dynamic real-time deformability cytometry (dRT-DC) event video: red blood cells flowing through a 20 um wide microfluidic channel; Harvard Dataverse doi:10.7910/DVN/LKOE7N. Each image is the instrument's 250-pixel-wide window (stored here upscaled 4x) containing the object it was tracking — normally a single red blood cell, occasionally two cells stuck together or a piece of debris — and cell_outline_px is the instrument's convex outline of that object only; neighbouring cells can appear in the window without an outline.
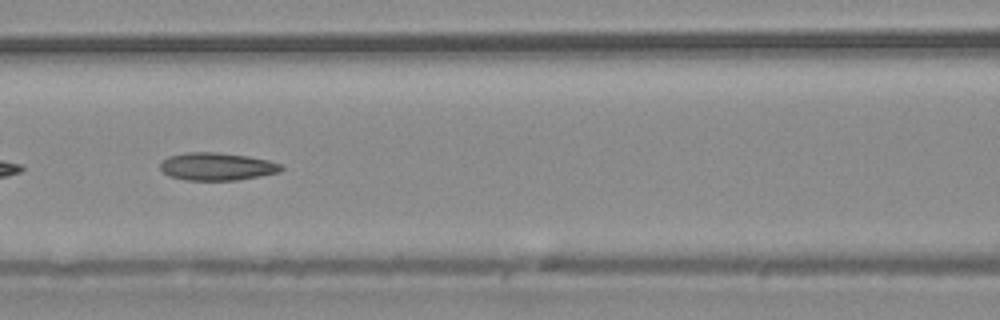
{"species": "common noctule bat (a hibernating species)", "species_latin": "Nyctalus noctula", "temperature_condition": "warm", "stored_images_in_passage": 6, "camera_frame_rate_fps": 3000, "um_per_image_px": 0.085, "animal": {"sex": "male", "body_mass_g": 20.4}, "frame": {"image": 1, "passage_image": 4, "time_ms": 1.0, "image_size_px": [1000, 320], "cell_outline_px": [[284, 168], [280, 172], [236, 180], [188, 180], [168, 176], [160, 168], [160, 164], [168, 156], [184, 152], [216, 152], [248, 156], [268, 160], [284, 164]], "centroid_in_image_um": [18.46, 14.14], "position_along_channel_um": 148.1, "area_um2": 19.59}}
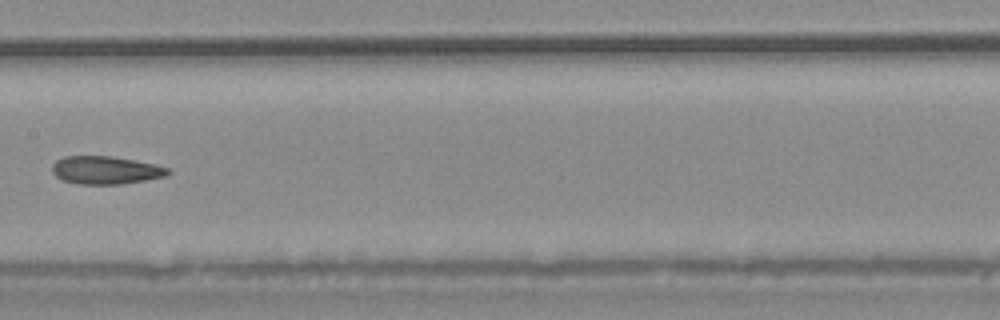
{"frame": {"image": 2, "passage_image": 5, "time_ms": 1.333, "image_size_px": [1000, 320], "cell_outline_px": [[172, 172], [164, 176], [144, 180], [120, 184], [80, 184], [64, 180], [56, 176], [52, 172], [52, 164], [56, 160], [64, 156], [112, 156], [156, 164], [168, 168]], "centroid_in_image_um": [8.97, 14.45], "position_along_channel_um": 198.4, "area_um2": 18.79}}
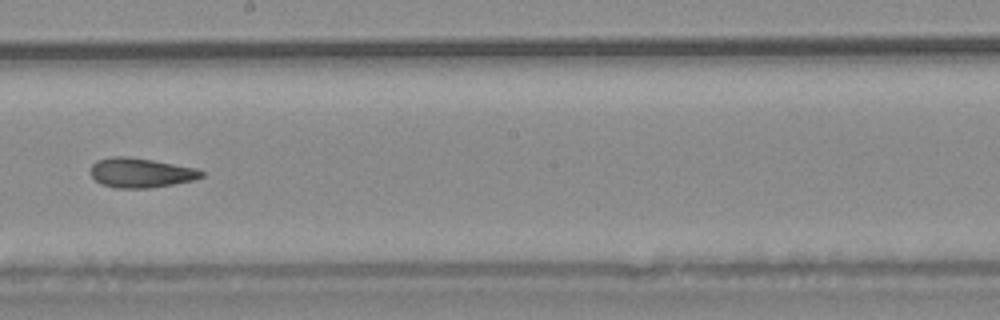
{"frame": {"image": 3, "passage_image": 6, "time_ms": 1.667, "image_size_px": [1000, 320], "cell_outline_px": [[204, 176], [192, 180], [172, 184], [148, 188], [116, 188], [100, 184], [88, 172], [92, 164], [96, 160], [112, 156], [128, 156], [152, 160], [196, 168], [204, 172]], "centroid_in_image_um": [11.91, 14.68], "position_along_channel_um": 236.3, "area_um2": 19.19}}